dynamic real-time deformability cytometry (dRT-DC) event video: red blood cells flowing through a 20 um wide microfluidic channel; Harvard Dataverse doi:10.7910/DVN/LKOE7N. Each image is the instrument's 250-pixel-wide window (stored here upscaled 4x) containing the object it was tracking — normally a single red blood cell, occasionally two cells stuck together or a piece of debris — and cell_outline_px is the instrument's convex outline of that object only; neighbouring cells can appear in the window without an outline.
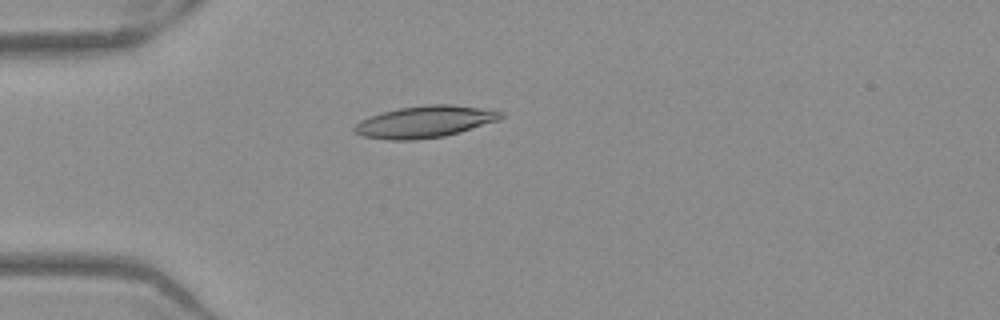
{"species": "Egyptian fruit bat (a non-hibernating species)", "species_latin": "Rousettus aegyptiacus", "temperature_condition": "warm", "stored_images_in_passage": 31, "camera_frame_rate_fps": 3000, "um_per_image_px": 0.085, "frame": {"image": 1, "passage_image": 15, "time_ms": 4.667, "image_size_px": [1000, 320], "cell_outline_px": [[504, 116], [500, 120], [460, 132], [444, 136], [416, 140], [388, 140], [360, 136], [352, 132], [352, 128], [360, 120], [384, 112], [400, 108], [428, 104], [452, 104], [480, 108], [504, 112]], "centroid_in_image_um": [36.1, 10.36], "position_along_channel_um": 48.9, "area_um2": 27.22}}
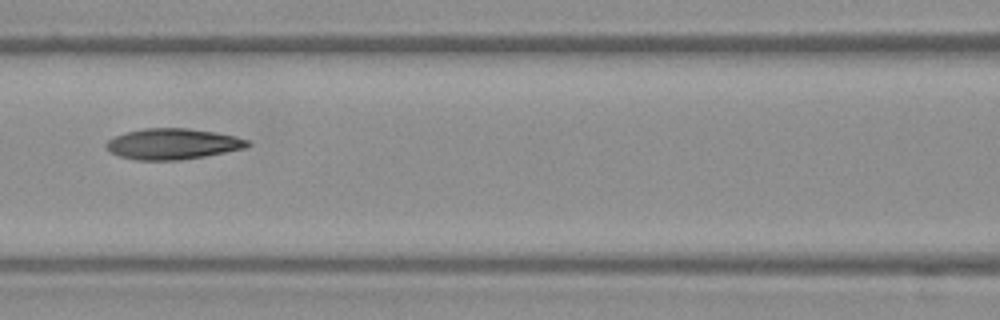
{"frame": {"image": 2, "passage_image": 24, "time_ms": 7.667, "image_size_px": [1000, 320], "cell_outline_px": [[252, 144], [244, 148], [204, 156], [180, 160], [136, 160], [120, 156], [108, 152], [104, 144], [112, 136], [124, 132], [144, 128], [188, 128], [216, 132], [236, 136], [248, 140]], "centroid_in_image_um": [14.63, 12.22], "position_along_channel_um": 152.0, "area_um2": 25.61}}
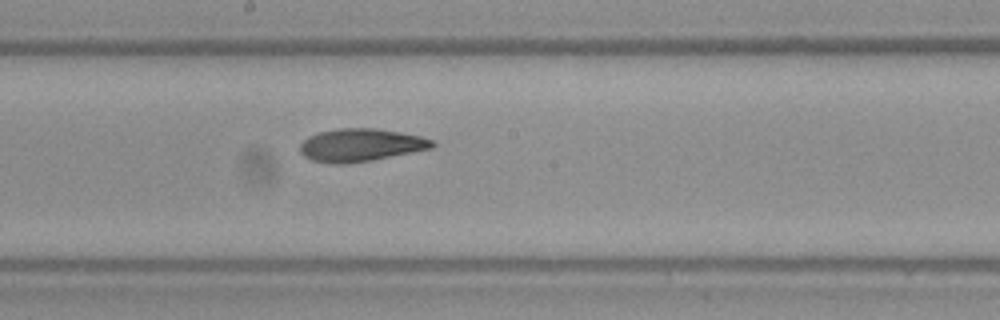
{"frame": {"image": 3, "passage_image": 29, "time_ms": 9.333, "image_size_px": [1000, 320], "cell_outline_px": [[436, 144], [432, 148], [372, 160], [344, 164], [332, 164], [312, 160], [304, 156], [300, 152], [300, 144], [308, 136], [320, 132], [340, 128], [376, 128], [400, 132], [420, 136], [432, 140]], "centroid_in_image_um": [30.64, 12.33], "position_along_channel_um": 217.6, "area_um2": 25.2}}